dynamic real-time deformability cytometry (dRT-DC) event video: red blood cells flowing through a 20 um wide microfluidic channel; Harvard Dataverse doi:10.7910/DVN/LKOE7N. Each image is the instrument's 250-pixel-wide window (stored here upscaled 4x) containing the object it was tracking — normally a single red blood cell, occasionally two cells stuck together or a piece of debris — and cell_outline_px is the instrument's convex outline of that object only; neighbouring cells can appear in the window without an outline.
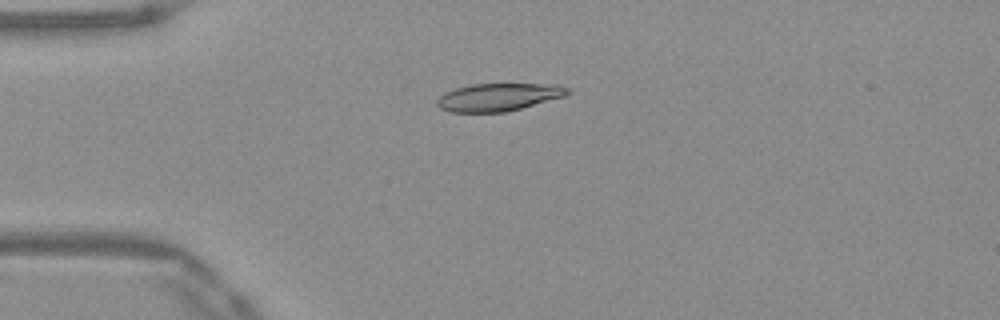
{"species": "Egyptian fruit bat (a non-hibernating species)", "species_latin": "Rousettus aegyptiacus", "temperature_condition": "warm", "stored_images_in_passage": 51, "camera_frame_rate_fps": 3000, "um_per_image_px": 0.085, "frame": {"image": 1, "passage_image": 13, "time_ms": 4.0, "image_size_px": [1000, 320], "cell_outline_px": [[572, 92], [564, 96], [520, 108], [504, 112], [452, 112], [440, 108], [436, 104], [436, 100], [444, 92], [456, 88], [472, 84], [556, 84], [572, 88]], "centroid_in_image_um": [42.38, 8.24], "position_along_channel_um": 42.6, "area_um2": 21.04}}
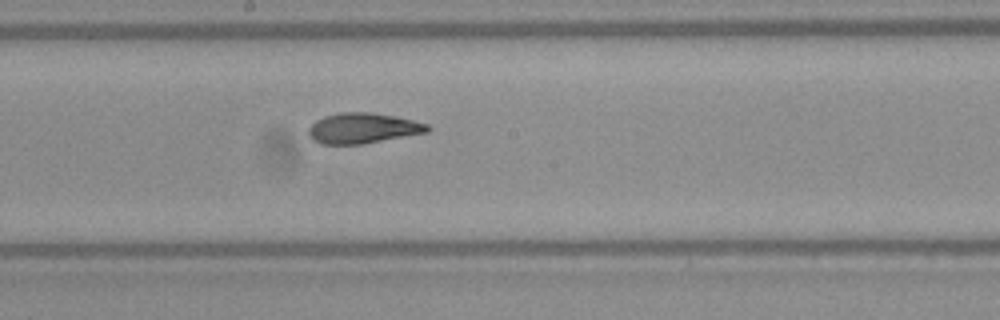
{"frame": {"image": 2, "passage_image": 28, "time_ms": 9.0, "image_size_px": [1000, 320], "cell_outline_px": [[432, 128], [428, 132], [364, 144], [320, 144], [312, 140], [308, 132], [308, 128], [316, 120], [324, 116], [340, 112], [372, 112], [396, 116], [428, 124]], "centroid_in_image_um": [30.84, 10.89], "position_along_channel_um": 217.4, "area_um2": 21.27}}
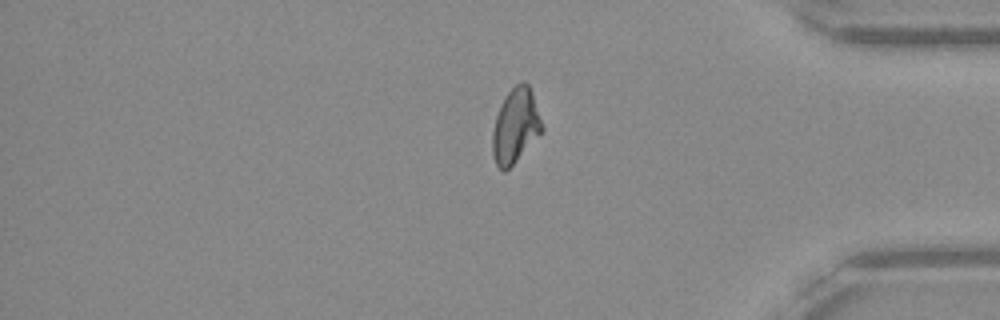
{"frame": {"image": 3, "passage_image": 43, "time_ms": 14.0, "image_size_px": [1000, 320], "cell_outline_px": [[544, 128], [512, 164], [504, 172], [496, 164], [492, 152], [492, 132], [496, 116], [504, 96], [520, 80], [524, 80], [528, 84], [532, 92]], "centroid_in_image_um": [43.8, 10.64], "position_along_channel_um": 391.4, "area_um2": 21.1}, "authors_computed_cell_mechanics": {"area_um2": 21.2704, "velocity_mm_per_s": 3.9438, "shape_relaxation_time_tau1_ms": 10.0927, "shape_relaxation_time_tau2_ms": 1.4598, "deformation_change_tau1": 0.2627, "deformation_change_tau2": 0.0717}}